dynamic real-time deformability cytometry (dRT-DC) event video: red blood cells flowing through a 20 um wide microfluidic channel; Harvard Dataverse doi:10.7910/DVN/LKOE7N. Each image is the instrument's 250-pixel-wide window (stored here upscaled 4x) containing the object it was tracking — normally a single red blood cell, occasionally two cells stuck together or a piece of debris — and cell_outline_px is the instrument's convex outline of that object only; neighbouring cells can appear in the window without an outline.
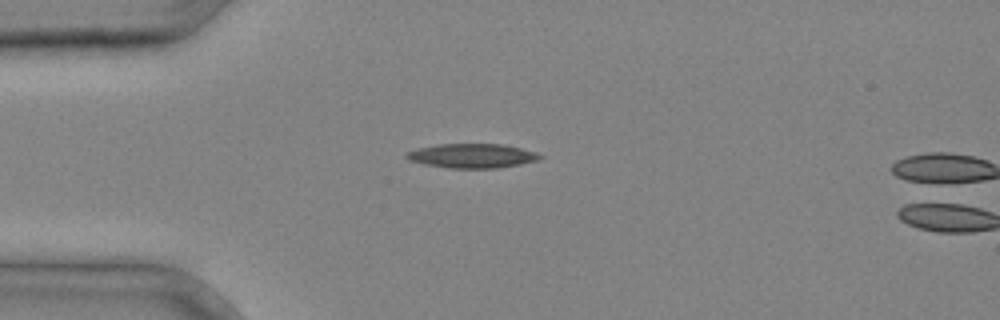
{"species": "common noctule bat (a hibernating species)", "species_latin": "Nyctalus noctula", "temperature_condition": "cold", "stored_images_in_passage": 10, "camera_frame_rate_fps": 3000, "um_per_image_px": 0.085, "animal": {"sex": "male", "body_mass_g": 20.4}, "frame": {"image": 1, "passage_image": 9, "time_ms": 2.667, "image_size_px": [1000, 320], "cell_outline_px": [[544, 156], [540, 160], [520, 164], [496, 168], [452, 168], [424, 164], [408, 160], [404, 156], [408, 152], [416, 148], [436, 144], [500, 144], [520, 148], [536, 152]], "centroid_in_image_um": [40.12, 13.24], "position_along_channel_um": 44.9, "area_um2": 18.9}}